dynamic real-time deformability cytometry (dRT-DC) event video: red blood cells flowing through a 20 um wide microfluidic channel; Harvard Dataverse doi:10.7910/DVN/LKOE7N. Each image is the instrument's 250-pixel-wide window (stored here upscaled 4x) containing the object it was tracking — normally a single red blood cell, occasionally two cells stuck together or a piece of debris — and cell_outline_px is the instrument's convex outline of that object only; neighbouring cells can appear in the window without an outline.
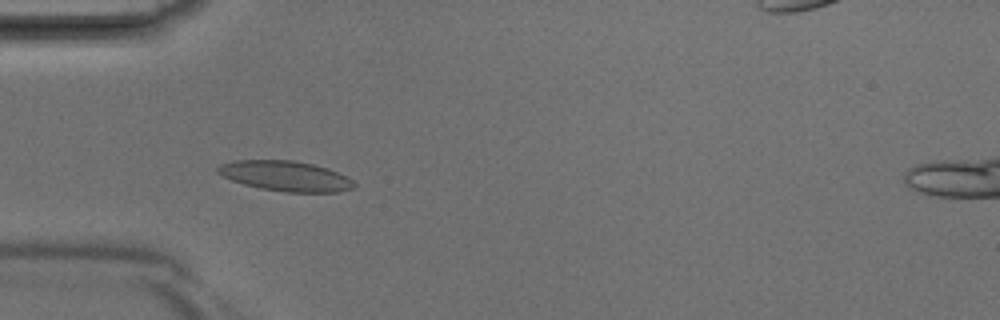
{"species": "Egyptian fruit bat (a non-hibernating species)", "species_latin": "Rousettus aegyptiacus", "temperature_condition": "room temperature", "stored_images_in_passage": 42, "segment_of_instrument_passage": [1, 2], "camera_frame_rate_fps": 3000, "um_per_image_px": 0.085, "animal": {"sex": "male"}, "frame": {"image": 1, "passage_image": 13, "time_ms": 4.0, "image_size_px": [1000, 320], "cell_outline_px": [[356, 184], [352, 188], [340, 192], [284, 192], [260, 188], [244, 184], [232, 180], [216, 172], [216, 168], [220, 164], [232, 160], [292, 160], [312, 164], [328, 168], [352, 180]], "centroid_in_image_um": [24.24, 14.96], "position_along_channel_um": 60.8, "area_um2": 23.87}}
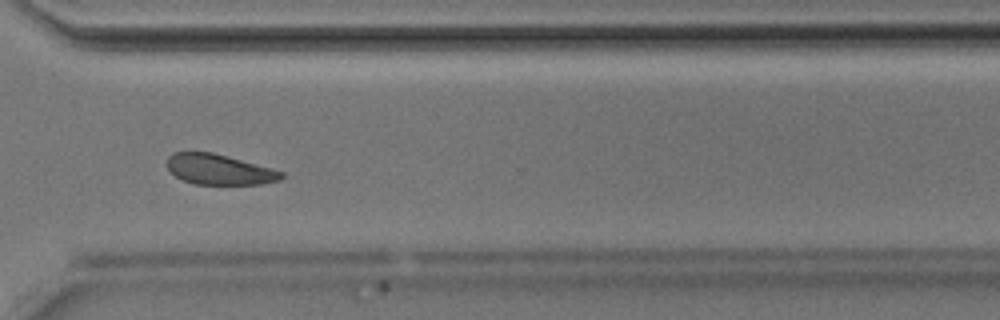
{"frame": {"image": 2, "passage_image": 31, "time_ms": 10.0, "image_size_px": [1000, 320], "cell_outline_px": [[284, 176], [280, 180], [260, 184], [196, 184], [184, 180], [176, 176], [168, 168], [168, 156], [172, 152], [212, 152], [228, 156], [272, 168], [284, 172]], "centroid_in_image_um": [18.66, 14.4], "position_along_channel_um": 351.9, "area_um2": 20.11}}
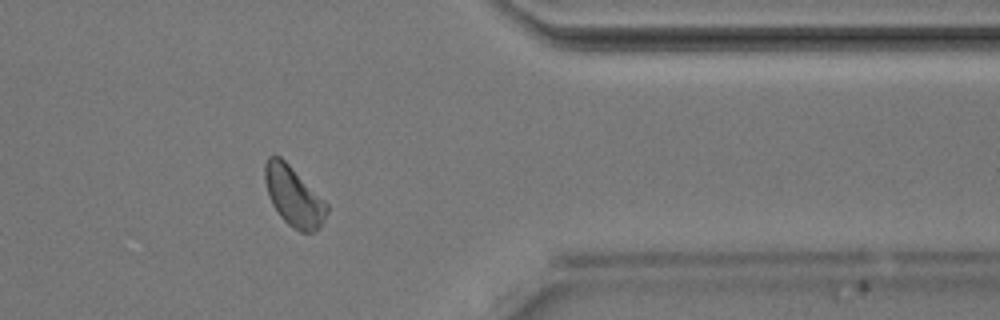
{"frame": {"image": 3, "passage_image": 34, "time_ms": 11.0, "image_size_px": [1000, 320], "cell_outline_px": [[328, 212], [320, 228], [316, 232], [300, 232], [288, 224], [280, 216], [272, 204], [268, 196], [264, 180], [264, 164], [268, 156], [280, 156], [328, 204]], "centroid_in_image_um": [24.95, 16.71], "position_along_channel_um": 386.4, "area_um2": 21.44}}